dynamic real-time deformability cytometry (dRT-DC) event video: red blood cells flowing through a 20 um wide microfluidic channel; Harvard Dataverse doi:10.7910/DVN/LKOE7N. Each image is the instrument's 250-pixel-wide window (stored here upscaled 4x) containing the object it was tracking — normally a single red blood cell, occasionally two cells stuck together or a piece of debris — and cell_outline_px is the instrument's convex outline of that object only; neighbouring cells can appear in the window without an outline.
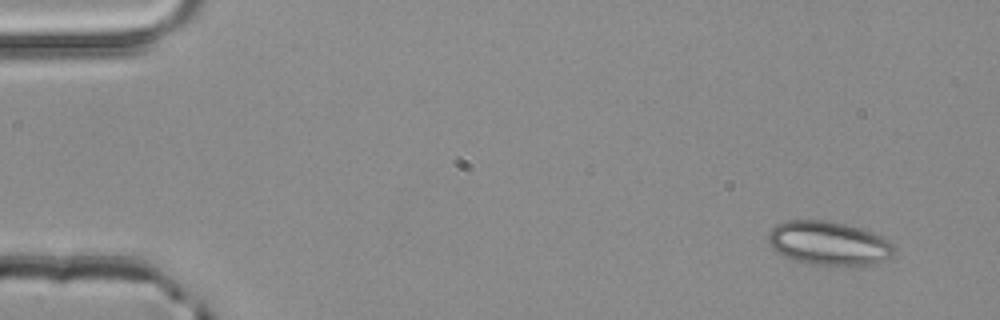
{"species": "common noctule bat (a hibernating species)", "species_latin": "Nyctalus noctula", "temperature_condition": "room temperature", "stored_images_in_passage": 3, "camera_frame_rate_fps": 3000, "um_per_image_px": 0.085, "animal": {"sex": "male", "body_mass_g": 20.4}, "frame": {"image": 1, "passage_image": 1, "time_ms": 0.0, "image_size_px": [1000, 320], "cell_outline_px": [[896, 248], [892, 256], [868, 264], [812, 264], [792, 260], [776, 252], [768, 244], [768, 232], [776, 224], [788, 220], [828, 220], [860, 228], [872, 232], [888, 240]], "centroid_in_image_um": [70.38, 20.65], "position_along_channel_um": 14.6, "area_um2": 31.85}}